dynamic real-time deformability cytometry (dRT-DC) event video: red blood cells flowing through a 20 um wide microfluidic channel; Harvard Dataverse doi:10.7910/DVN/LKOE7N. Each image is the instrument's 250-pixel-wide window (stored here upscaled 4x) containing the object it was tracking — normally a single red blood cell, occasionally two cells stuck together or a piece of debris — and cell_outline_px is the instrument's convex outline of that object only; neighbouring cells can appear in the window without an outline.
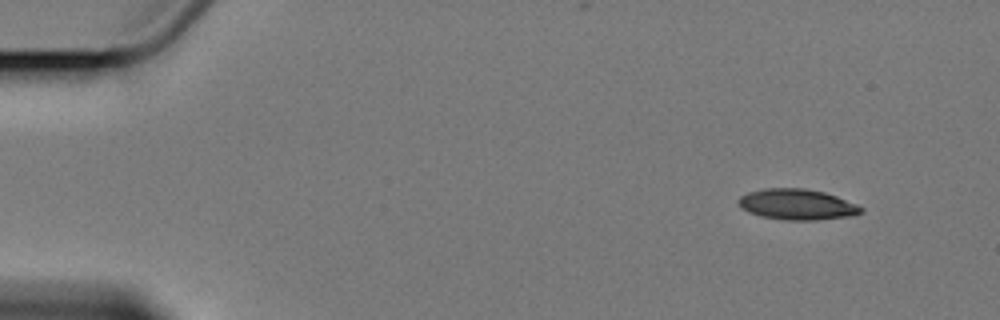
{"species": "Egyptian fruit bat (a non-hibernating species)", "species_latin": "Rousettus aegyptiacus", "temperature_condition": "cold", "stored_images_in_passage": 4, "camera_frame_rate_fps": 3000, "um_per_image_px": 0.085, "animal": {"sex": "female"}, "frame": {"image": 1, "passage_image": 1, "time_ms": 0.0, "image_size_px": [1000, 320], "cell_outline_px": [[864, 212], [856, 216], [816, 220], [784, 220], [760, 216], [748, 212], [740, 208], [736, 200], [740, 196], [748, 192], [764, 188], [804, 188], [824, 192], [836, 196], [856, 204], [864, 208]], "centroid_in_image_um": [67.75, 17.38], "position_along_channel_um": 17.3, "area_um2": 22.31}}
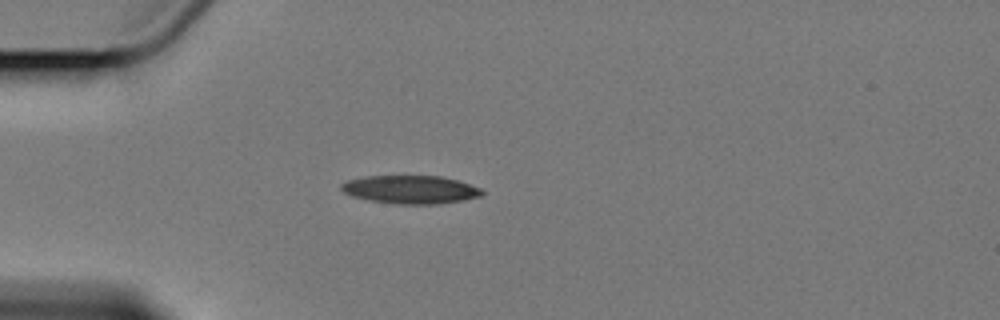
{"frame": {"image": 2, "passage_image": 4, "time_ms": 3.667, "image_size_px": [1000, 320], "cell_outline_px": [[484, 192], [480, 196], [464, 200], [436, 204], [400, 204], [372, 200], [352, 196], [344, 192], [340, 188], [340, 184], [348, 180], [364, 176], [440, 176], [456, 180], [480, 188]], "centroid_in_image_um": [34.88, 16.11], "position_along_channel_um": 50.1, "area_um2": 22.89}}